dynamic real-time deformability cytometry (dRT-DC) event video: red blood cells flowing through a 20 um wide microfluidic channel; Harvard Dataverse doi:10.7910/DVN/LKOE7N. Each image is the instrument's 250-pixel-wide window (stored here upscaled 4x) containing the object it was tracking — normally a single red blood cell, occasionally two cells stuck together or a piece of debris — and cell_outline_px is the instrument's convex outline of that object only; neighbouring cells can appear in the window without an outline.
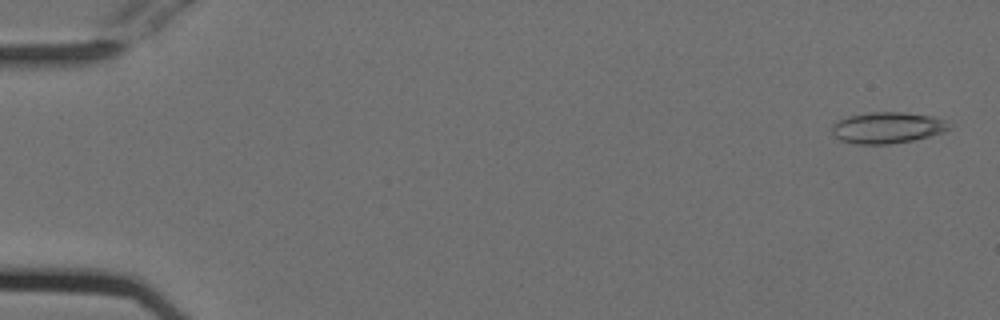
{"species": "Egyptian fruit bat (a non-hibernating species)", "species_latin": "Rousettus aegyptiacus", "temperature_condition": "cold", "stored_images_in_passage": 54, "camera_frame_rate_fps": 3000, "um_per_image_px": 0.085, "animal": {"sex": "female"}, "frame": {"image": 1, "passage_image": 2, "time_ms": 0.333, "image_size_px": [1000, 320], "cell_outline_px": [[952, 128], [944, 132], [912, 140], [892, 144], [856, 144], [840, 140], [832, 132], [832, 124], [848, 116], [872, 112], [904, 112], [932, 116], [948, 120]], "centroid_in_image_um": [75.47, 10.85], "position_along_channel_um": 9.5, "area_um2": 21.39}}
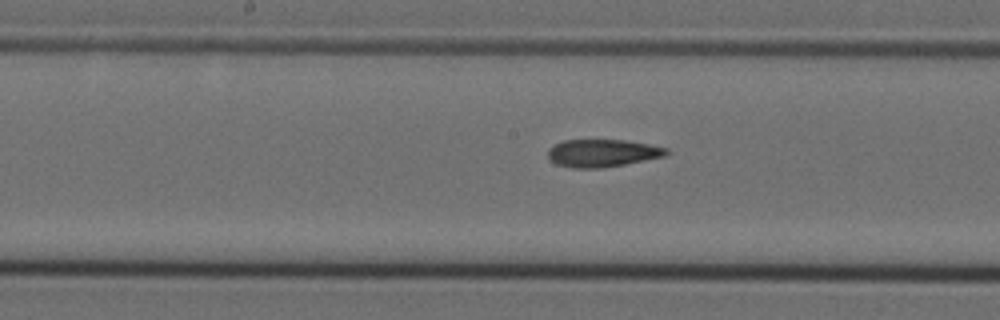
{"frame": {"image": 2, "passage_image": 28, "time_ms": 9.0, "image_size_px": [1000, 320], "cell_outline_px": [[668, 152], [664, 156], [624, 164], [600, 168], [572, 168], [556, 164], [548, 160], [548, 148], [564, 140], [624, 140], [648, 144], [668, 148]], "centroid_in_image_um": [51.16, 13.01], "position_along_channel_um": 197.0, "area_um2": 18.96}}
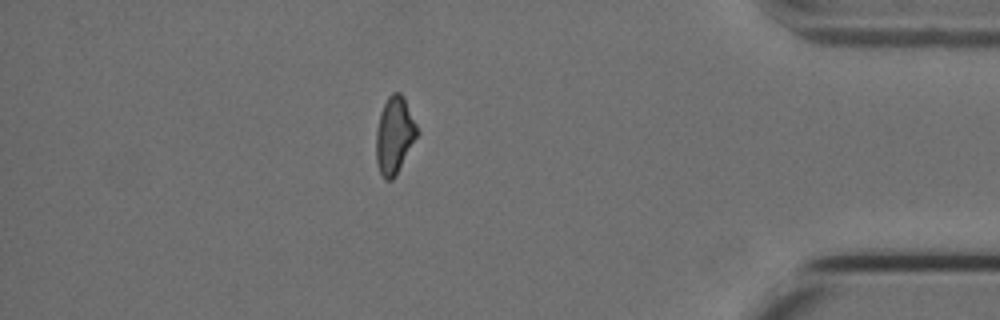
{"frame": {"image": 3, "passage_image": 47, "time_ms": 15.333, "image_size_px": [1000, 320], "cell_outline_px": [[420, 132], [396, 176], [392, 180], [384, 180], [380, 172], [376, 160], [376, 132], [380, 112], [388, 96], [392, 92], [400, 92], [404, 96]], "centroid_in_image_um": [33.54, 11.49], "position_along_channel_um": 401.7, "area_um2": 18.67}}